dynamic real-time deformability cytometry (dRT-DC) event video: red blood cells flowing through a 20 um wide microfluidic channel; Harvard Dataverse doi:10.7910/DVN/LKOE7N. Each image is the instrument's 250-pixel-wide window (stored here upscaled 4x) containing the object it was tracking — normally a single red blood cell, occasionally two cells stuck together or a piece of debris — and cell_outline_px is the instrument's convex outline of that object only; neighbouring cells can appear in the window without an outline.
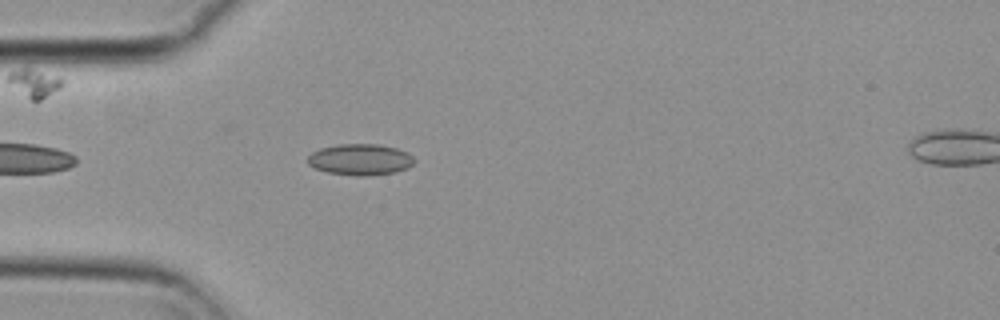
{"species": "common noctule bat (a hibernating species)", "species_latin": "Nyctalus noctula", "temperature_condition": "cold", "stored_images_in_passage": 43, "camera_frame_rate_fps": 3000, "um_per_image_px": 0.085, "animal": {"sex": "female", "body_mass_g": 29.2, "forearm_length_mm": 56.3}, "frame": {"image": 1, "passage_image": 4, "time_ms": 1.0, "image_size_px": [1000, 320], "cell_outline_px": [[416, 160], [408, 168], [396, 172], [364, 176], [356, 176], [328, 172], [316, 168], [308, 164], [308, 156], [312, 152], [320, 148], [336, 144], [380, 144], [396, 148], [408, 152]], "centroid_in_image_um": [30.64, 13.55], "position_along_channel_um": 54.4, "area_um2": 19.48}}
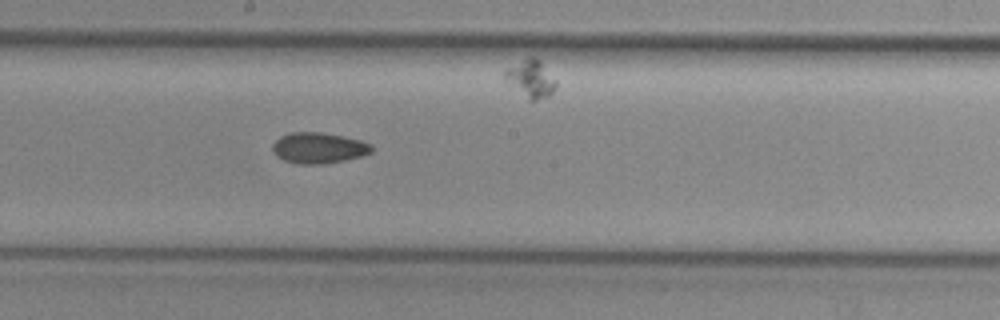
{"frame": {"image": 2, "passage_image": 18, "time_ms": 5.667, "image_size_px": [1000, 320], "cell_outline_px": [[372, 152], [360, 156], [344, 160], [324, 164], [296, 164], [284, 160], [276, 156], [272, 148], [272, 144], [280, 136], [288, 132], [320, 132], [344, 136], [360, 140], [372, 144]], "centroid_in_image_um": [27.06, 12.57], "position_along_channel_um": 221.1, "area_um2": 17.92}}
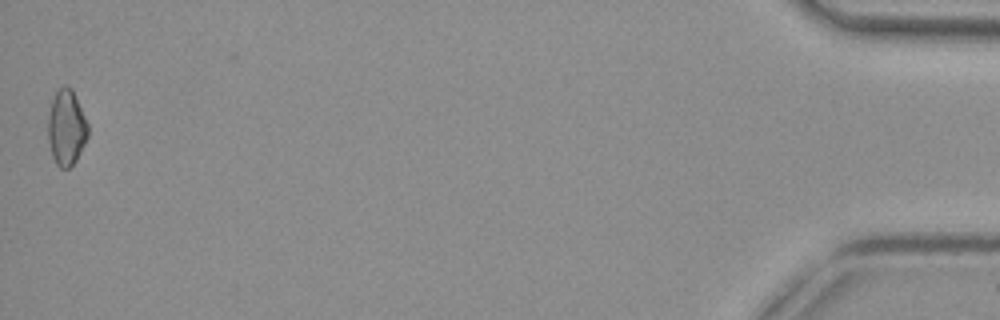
{"frame": {"image": 3, "passage_image": 43, "time_ms": 14.0, "image_size_px": [1000, 320], "cell_outline_px": [[88, 136], [76, 160], [68, 168], [60, 168], [56, 164], [52, 156], [48, 140], [48, 116], [52, 100], [56, 92], [64, 84], [72, 88], [88, 124]], "centroid_in_image_um": [5.64, 10.84], "position_along_channel_um": 429.6, "area_um2": 17.51}}